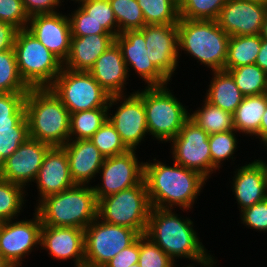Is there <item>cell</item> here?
<instances>
[{
  "label": "cell",
  "instance_id": "obj_1",
  "mask_svg": "<svg viewBox=\"0 0 267 267\" xmlns=\"http://www.w3.org/2000/svg\"><path fill=\"white\" fill-rule=\"evenodd\" d=\"M179 216L175 209L151 207L145 235L175 263L183 258L193 261L188 267H195L196 263L200 267L217 266L215 257L208 253L211 251L201 242L191 217Z\"/></svg>",
  "mask_w": 267,
  "mask_h": 267
},
{
  "label": "cell",
  "instance_id": "obj_2",
  "mask_svg": "<svg viewBox=\"0 0 267 267\" xmlns=\"http://www.w3.org/2000/svg\"><path fill=\"white\" fill-rule=\"evenodd\" d=\"M144 181L151 207H179V210L186 212L192 210L208 180L195 170L175 162L169 166L155 157L153 162L149 159L144 163Z\"/></svg>",
  "mask_w": 267,
  "mask_h": 267
},
{
  "label": "cell",
  "instance_id": "obj_3",
  "mask_svg": "<svg viewBox=\"0 0 267 267\" xmlns=\"http://www.w3.org/2000/svg\"><path fill=\"white\" fill-rule=\"evenodd\" d=\"M29 138L53 146L69 141L70 113L50 87L30 88L25 97Z\"/></svg>",
  "mask_w": 267,
  "mask_h": 267
},
{
  "label": "cell",
  "instance_id": "obj_4",
  "mask_svg": "<svg viewBox=\"0 0 267 267\" xmlns=\"http://www.w3.org/2000/svg\"><path fill=\"white\" fill-rule=\"evenodd\" d=\"M45 226L76 227L82 230L98 217V201L92 185L75 184L42 199L35 210Z\"/></svg>",
  "mask_w": 267,
  "mask_h": 267
},
{
  "label": "cell",
  "instance_id": "obj_5",
  "mask_svg": "<svg viewBox=\"0 0 267 267\" xmlns=\"http://www.w3.org/2000/svg\"><path fill=\"white\" fill-rule=\"evenodd\" d=\"M177 30L179 57L183 51L212 71L224 70L230 36L217 21L180 18Z\"/></svg>",
  "mask_w": 267,
  "mask_h": 267
},
{
  "label": "cell",
  "instance_id": "obj_6",
  "mask_svg": "<svg viewBox=\"0 0 267 267\" xmlns=\"http://www.w3.org/2000/svg\"><path fill=\"white\" fill-rule=\"evenodd\" d=\"M167 86L143 88L148 134L157 143L171 141L190 117L188 107Z\"/></svg>",
  "mask_w": 267,
  "mask_h": 267
},
{
  "label": "cell",
  "instance_id": "obj_7",
  "mask_svg": "<svg viewBox=\"0 0 267 267\" xmlns=\"http://www.w3.org/2000/svg\"><path fill=\"white\" fill-rule=\"evenodd\" d=\"M13 48L20 76L30 88L50 87L63 69V62L27 29L18 30Z\"/></svg>",
  "mask_w": 267,
  "mask_h": 267
},
{
  "label": "cell",
  "instance_id": "obj_8",
  "mask_svg": "<svg viewBox=\"0 0 267 267\" xmlns=\"http://www.w3.org/2000/svg\"><path fill=\"white\" fill-rule=\"evenodd\" d=\"M151 210L147 186L140 184L108 195L98 201V217L110 224L125 226L144 235Z\"/></svg>",
  "mask_w": 267,
  "mask_h": 267
},
{
  "label": "cell",
  "instance_id": "obj_9",
  "mask_svg": "<svg viewBox=\"0 0 267 267\" xmlns=\"http://www.w3.org/2000/svg\"><path fill=\"white\" fill-rule=\"evenodd\" d=\"M50 88L69 113L108 107L110 95L89 72L63 67Z\"/></svg>",
  "mask_w": 267,
  "mask_h": 267
},
{
  "label": "cell",
  "instance_id": "obj_10",
  "mask_svg": "<svg viewBox=\"0 0 267 267\" xmlns=\"http://www.w3.org/2000/svg\"><path fill=\"white\" fill-rule=\"evenodd\" d=\"M141 235L128 227L107 223L97 217L84 230L85 262L104 266Z\"/></svg>",
  "mask_w": 267,
  "mask_h": 267
},
{
  "label": "cell",
  "instance_id": "obj_11",
  "mask_svg": "<svg viewBox=\"0 0 267 267\" xmlns=\"http://www.w3.org/2000/svg\"><path fill=\"white\" fill-rule=\"evenodd\" d=\"M113 106H116L114 111L111 110ZM108 120L119 133L125 146L129 150L137 151V146L139 147L141 142L145 141L144 138H148L146 135H149L143 102V89H138L130 95L110 96Z\"/></svg>",
  "mask_w": 267,
  "mask_h": 267
},
{
  "label": "cell",
  "instance_id": "obj_12",
  "mask_svg": "<svg viewBox=\"0 0 267 267\" xmlns=\"http://www.w3.org/2000/svg\"><path fill=\"white\" fill-rule=\"evenodd\" d=\"M209 134L190 118L170 143L173 162L195 170L207 180L212 175Z\"/></svg>",
  "mask_w": 267,
  "mask_h": 267
},
{
  "label": "cell",
  "instance_id": "obj_13",
  "mask_svg": "<svg viewBox=\"0 0 267 267\" xmlns=\"http://www.w3.org/2000/svg\"><path fill=\"white\" fill-rule=\"evenodd\" d=\"M33 215L0 222V252L12 267H22L23 259L40 248L42 222L36 211Z\"/></svg>",
  "mask_w": 267,
  "mask_h": 267
},
{
  "label": "cell",
  "instance_id": "obj_14",
  "mask_svg": "<svg viewBox=\"0 0 267 267\" xmlns=\"http://www.w3.org/2000/svg\"><path fill=\"white\" fill-rule=\"evenodd\" d=\"M136 150L105 158L98 173L100 184L93 189L97 201L108 195L132 188L144 180V163L138 160Z\"/></svg>",
  "mask_w": 267,
  "mask_h": 267
},
{
  "label": "cell",
  "instance_id": "obj_15",
  "mask_svg": "<svg viewBox=\"0 0 267 267\" xmlns=\"http://www.w3.org/2000/svg\"><path fill=\"white\" fill-rule=\"evenodd\" d=\"M140 31L144 34L148 58L172 81L180 59L177 24L145 25Z\"/></svg>",
  "mask_w": 267,
  "mask_h": 267
},
{
  "label": "cell",
  "instance_id": "obj_16",
  "mask_svg": "<svg viewBox=\"0 0 267 267\" xmlns=\"http://www.w3.org/2000/svg\"><path fill=\"white\" fill-rule=\"evenodd\" d=\"M115 42L122 51L128 74H135L145 82L147 87L164 86L169 81L147 56L144 34L140 30H127L115 37ZM132 68L130 70V68Z\"/></svg>",
  "mask_w": 267,
  "mask_h": 267
},
{
  "label": "cell",
  "instance_id": "obj_17",
  "mask_svg": "<svg viewBox=\"0 0 267 267\" xmlns=\"http://www.w3.org/2000/svg\"><path fill=\"white\" fill-rule=\"evenodd\" d=\"M51 147L47 143L28 138L5 159L0 178L28 188L35 181L44 157Z\"/></svg>",
  "mask_w": 267,
  "mask_h": 267
},
{
  "label": "cell",
  "instance_id": "obj_18",
  "mask_svg": "<svg viewBox=\"0 0 267 267\" xmlns=\"http://www.w3.org/2000/svg\"><path fill=\"white\" fill-rule=\"evenodd\" d=\"M267 5L246 0H227L217 18L229 36L260 35Z\"/></svg>",
  "mask_w": 267,
  "mask_h": 267
},
{
  "label": "cell",
  "instance_id": "obj_19",
  "mask_svg": "<svg viewBox=\"0 0 267 267\" xmlns=\"http://www.w3.org/2000/svg\"><path fill=\"white\" fill-rule=\"evenodd\" d=\"M27 30L64 63L70 52L72 37L66 13L58 11L32 15Z\"/></svg>",
  "mask_w": 267,
  "mask_h": 267
},
{
  "label": "cell",
  "instance_id": "obj_20",
  "mask_svg": "<svg viewBox=\"0 0 267 267\" xmlns=\"http://www.w3.org/2000/svg\"><path fill=\"white\" fill-rule=\"evenodd\" d=\"M41 250L56 260H73L74 267L85 262L84 230L76 227H54L42 225Z\"/></svg>",
  "mask_w": 267,
  "mask_h": 267
},
{
  "label": "cell",
  "instance_id": "obj_21",
  "mask_svg": "<svg viewBox=\"0 0 267 267\" xmlns=\"http://www.w3.org/2000/svg\"><path fill=\"white\" fill-rule=\"evenodd\" d=\"M249 163V164H248ZM231 189L239 212L267 198V163L259 159L235 169Z\"/></svg>",
  "mask_w": 267,
  "mask_h": 267
},
{
  "label": "cell",
  "instance_id": "obj_22",
  "mask_svg": "<svg viewBox=\"0 0 267 267\" xmlns=\"http://www.w3.org/2000/svg\"><path fill=\"white\" fill-rule=\"evenodd\" d=\"M33 183L37 184L39 194L36 205L42 199L75 185L70 175L68 157L62 146H53L47 151Z\"/></svg>",
  "mask_w": 267,
  "mask_h": 267
},
{
  "label": "cell",
  "instance_id": "obj_23",
  "mask_svg": "<svg viewBox=\"0 0 267 267\" xmlns=\"http://www.w3.org/2000/svg\"><path fill=\"white\" fill-rule=\"evenodd\" d=\"M89 73L110 96L127 94L130 75L116 42L97 58Z\"/></svg>",
  "mask_w": 267,
  "mask_h": 267
},
{
  "label": "cell",
  "instance_id": "obj_24",
  "mask_svg": "<svg viewBox=\"0 0 267 267\" xmlns=\"http://www.w3.org/2000/svg\"><path fill=\"white\" fill-rule=\"evenodd\" d=\"M62 147L68 157L73 182L79 185H91L93 179L95 182L105 157L90 139L69 140Z\"/></svg>",
  "mask_w": 267,
  "mask_h": 267
},
{
  "label": "cell",
  "instance_id": "obj_25",
  "mask_svg": "<svg viewBox=\"0 0 267 267\" xmlns=\"http://www.w3.org/2000/svg\"><path fill=\"white\" fill-rule=\"evenodd\" d=\"M114 42L115 37L111 34L71 37L70 52L63 67L74 71L89 72L97 58Z\"/></svg>",
  "mask_w": 267,
  "mask_h": 267
},
{
  "label": "cell",
  "instance_id": "obj_26",
  "mask_svg": "<svg viewBox=\"0 0 267 267\" xmlns=\"http://www.w3.org/2000/svg\"><path fill=\"white\" fill-rule=\"evenodd\" d=\"M212 80L206 90L205 100L222 110L234 114L244 95L237 87L232 75L226 70L211 72Z\"/></svg>",
  "mask_w": 267,
  "mask_h": 267
},
{
  "label": "cell",
  "instance_id": "obj_27",
  "mask_svg": "<svg viewBox=\"0 0 267 267\" xmlns=\"http://www.w3.org/2000/svg\"><path fill=\"white\" fill-rule=\"evenodd\" d=\"M267 107V93L244 96L233 114L234 129L244 136L257 139L261 118Z\"/></svg>",
  "mask_w": 267,
  "mask_h": 267
},
{
  "label": "cell",
  "instance_id": "obj_28",
  "mask_svg": "<svg viewBox=\"0 0 267 267\" xmlns=\"http://www.w3.org/2000/svg\"><path fill=\"white\" fill-rule=\"evenodd\" d=\"M261 44V35L230 36L224 70L255 64Z\"/></svg>",
  "mask_w": 267,
  "mask_h": 267
},
{
  "label": "cell",
  "instance_id": "obj_29",
  "mask_svg": "<svg viewBox=\"0 0 267 267\" xmlns=\"http://www.w3.org/2000/svg\"><path fill=\"white\" fill-rule=\"evenodd\" d=\"M202 106L191 113L190 119L209 135L234 130L233 114L212 105L203 99Z\"/></svg>",
  "mask_w": 267,
  "mask_h": 267
},
{
  "label": "cell",
  "instance_id": "obj_30",
  "mask_svg": "<svg viewBox=\"0 0 267 267\" xmlns=\"http://www.w3.org/2000/svg\"><path fill=\"white\" fill-rule=\"evenodd\" d=\"M108 119V107L70 113L69 140L90 139Z\"/></svg>",
  "mask_w": 267,
  "mask_h": 267
},
{
  "label": "cell",
  "instance_id": "obj_31",
  "mask_svg": "<svg viewBox=\"0 0 267 267\" xmlns=\"http://www.w3.org/2000/svg\"><path fill=\"white\" fill-rule=\"evenodd\" d=\"M141 7L146 25H169L179 22L177 0H136Z\"/></svg>",
  "mask_w": 267,
  "mask_h": 267
},
{
  "label": "cell",
  "instance_id": "obj_32",
  "mask_svg": "<svg viewBox=\"0 0 267 267\" xmlns=\"http://www.w3.org/2000/svg\"><path fill=\"white\" fill-rule=\"evenodd\" d=\"M226 71L244 96L267 93V73L258 65H243Z\"/></svg>",
  "mask_w": 267,
  "mask_h": 267
},
{
  "label": "cell",
  "instance_id": "obj_33",
  "mask_svg": "<svg viewBox=\"0 0 267 267\" xmlns=\"http://www.w3.org/2000/svg\"><path fill=\"white\" fill-rule=\"evenodd\" d=\"M27 191L21 185L0 178V222L18 219L27 203Z\"/></svg>",
  "mask_w": 267,
  "mask_h": 267
},
{
  "label": "cell",
  "instance_id": "obj_34",
  "mask_svg": "<svg viewBox=\"0 0 267 267\" xmlns=\"http://www.w3.org/2000/svg\"><path fill=\"white\" fill-rule=\"evenodd\" d=\"M27 93H0V133L15 132V127L26 117Z\"/></svg>",
  "mask_w": 267,
  "mask_h": 267
},
{
  "label": "cell",
  "instance_id": "obj_35",
  "mask_svg": "<svg viewBox=\"0 0 267 267\" xmlns=\"http://www.w3.org/2000/svg\"><path fill=\"white\" fill-rule=\"evenodd\" d=\"M30 87L21 78L14 48L0 52V93H28Z\"/></svg>",
  "mask_w": 267,
  "mask_h": 267
},
{
  "label": "cell",
  "instance_id": "obj_36",
  "mask_svg": "<svg viewBox=\"0 0 267 267\" xmlns=\"http://www.w3.org/2000/svg\"><path fill=\"white\" fill-rule=\"evenodd\" d=\"M237 133L238 132L234 129L231 131H225L209 135L208 141L212 158V174L219 171V169L223 166L224 161H229L230 159L232 161L236 160L235 158L237 157L234 156V154H236V152L238 151L236 149L237 147H239Z\"/></svg>",
  "mask_w": 267,
  "mask_h": 267
},
{
  "label": "cell",
  "instance_id": "obj_37",
  "mask_svg": "<svg viewBox=\"0 0 267 267\" xmlns=\"http://www.w3.org/2000/svg\"><path fill=\"white\" fill-rule=\"evenodd\" d=\"M117 21V36L127 30H140L146 24L136 0H109Z\"/></svg>",
  "mask_w": 267,
  "mask_h": 267
},
{
  "label": "cell",
  "instance_id": "obj_38",
  "mask_svg": "<svg viewBox=\"0 0 267 267\" xmlns=\"http://www.w3.org/2000/svg\"><path fill=\"white\" fill-rule=\"evenodd\" d=\"M227 0H180L179 16L187 20H217Z\"/></svg>",
  "mask_w": 267,
  "mask_h": 267
},
{
  "label": "cell",
  "instance_id": "obj_39",
  "mask_svg": "<svg viewBox=\"0 0 267 267\" xmlns=\"http://www.w3.org/2000/svg\"><path fill=\"white\" fill-rule=\"evenodd\" d=\"M90 141L105 158L121 155L129 151L108 119L90 138Z\"/></svg>",
  "mask_w": 267,
  "mask_h": 267
},
{
  "label": "cell",
  "instance_id": "obj_40",
  "mask_svg": "<svg viewBox=\"0 0 267 267\" xmlns=\"http://www.w3.org/2000/svg\"><path fill=\"white\" fill-rule=\"evenodd\" d=\"M77 6L109 34L117 36V21L109 0H82Z\"/></svg>",
  "mask_w": 267,
  "mask_h": 267
},
{
  "label": "cell",
  "instance_id": "obj_41",
  "mask_svg": "<svg viewBox=\"0 0 267 267\" xmlns=\"http://www.w3.org/2000/svg\"><path fill=\"white\" fill-rule=\"evenodd\" d=\"M139 267H176L177 264L145 234L139 237Z\"/></svg>",
  "mask_w": 267,
  "mask_h": 267
},
{
  "label": "cell",
  "instance_id": "obj_42",
  "mask_svg": "<svg viewBox=\"0 0 267 267\" xmlns=\"http://www.w3.org/2000/svg\"><path fill=\"white\" fill-rule=\"evenodd\" d=\"M72 37H82L92 34H109L100 24L96 23L79 6L69 13Z\"/></svg>",
  "mask_w": 267,
  "mask_h": 267
},
{
  "label": "cell",
  "instance_id": "obj_43",
  "mask_svg": "<svg viewBox=\"0 0 267 267\" xmlns=\"http://www.w3.org/2000/svg\"><path fill=\"white\" fill-rule=\"evenodd\" d=\"M0 21L10 23L19 30L27 29L29 15L22 0H0Z\"/></svg>",
  "mask_w": 267,
  "mask_h": 267
},
{
  "label": "cell",
  "instance_id": "obj_44",
  "mask_svg": "<svg viewBox=\"0 0 267 267\" xmlns=\"http://www.w3.org/2000/svg\"><path fill=\"white\" fill-rule=\"evenodd\" d=\"M29 138L28 121L25 117L16 127L15 132L0 133V154L4 159L14 153Z\"/></svg>",
  "mask_w": 267,
  "mask_h": 267
},
{
  "label": "cell",
  "instance_id": "obj_45",
  "mask_svg": "<svg viewBox=\"0 0 267 267\" xmlns=\"http://www.w3.org/2000/svg\"><path fill=\"white\" fill-rule=\"evenodd\" d=\"M241 223L254 231L267 232V198L242 210Z\"/></svg>",
  "mask_w": 267,
  "mask_h": 267
},
{
  "label": "cell",
  "instance_id": "obj_46",
  "mask_svg": "<svg viewBox=\"0 0 267 267\" xmlns=\"http://www.w3.org/2000/svg\"><path fill=\"white\" fill-rule=\"evenodd\" d=\"M139 238L127 248L121 250L115 257L108 261L103 267H129L138 263Z\"/></svg>",
  "mask_w": 267,
  "mask_h": 267
},
{
  "label": "cell",
  "instance_id": "obj_47",
  "mask_svg": "<svg viewBox=\"0 0 267 267\" xmlns=\"http://www.w3.org/2000/svg\"><path fill=\"white\" fill-rule=\"evenodd\" d=\"M26 13L30 16L58 12L62 0H22ZM58 8V9H57Z\"/></svg>",
  "mask_w": 267,
  "mask_h": 267
},
{
  "label": "cell",
  "instance_id": "obj_48",
  "mask_svg": "<svg viewBox=\"0 0 267 267\" xmlns=\"http://www.w3.org/2000/svg\"><path fill=\"white\" fill-rule=\"evenodd\" d=\"M18 30L14 25L0 21V52L13 49Z\"/></svg>",
  "mask_w": 267,
  "mask_h": 267
},
{
  "label": "cell",
  "instance_id": "obj_49",
  "mask_svg": "<svg viewBox=\"0 0 267 267\" xmlns=\"http://www.w3.org/2000/svg\"><path fill=\"white\" fill-rule=\"evenodd\" d=\"M255 64L267 73V40L262 39Z\"/></svg>",
  "mask_w": 267,
  "mask_h": 267
},
{
  "label": "cell",
  "instance_id": "obj_50",
  "mask_svg": "<svg viewBox=\"0 0 267 267\" xmlns=\"http://www.w3.org/2000/svg\"><path fill=\"white\" fill-rule=\"evenodd\" d=\"M257 138L261 142L259 144H262L265 140H267V107L261 118L260 128L259 131L257 132Z\"/></svg>",
  "mask_w": 267,
  "mask_h": 267
},
{
  "label": "cell",
  "instance_id": "obj_51",
  "mask_svg": "<svg viewBox=\"0 0 267 267\" xmlns=\"http://www.w3.org/2000/svg\"><path fill=\"white\" fill-rule=\"evenodd\" d=\"M260 35H261L262 39L267 40V13L265 15V20H264V23L262 25V31H261Z\"/></svg>",
  "mask_w": 267,
  "mask_h": 267
},
{
  "label": "cell",
  "instance_id": "obj_52",
  "mask_svg": "<svg viewBox=\"0 0 267 267\" xmlns=\"http://www.w3.org/2000/svg\"><path fill=\"white\" fill-rule=\"evenodd\" d=\"M0 267H12L0 252Z\"/></svg>",
  "mask_w": 267,
  "mask_h": 267
},
{
  "label": "cell",
  "instance_id": "obj_53",
  "mask_svg": "<svg viewBox=\"0 0 267 267\" xmlns=\"http://www.w3.org/2000/svg\"><path fill=\"white\" fill-rule=\"evenodd\" d=\"M4 162H5V159L0 154V176L2 174V170H3V167H4Z\"/></svg>",
  "mask_w": 267,
  "mask_h": 267
},
{
  "label": "cell",
  "instance_id": "obj_54",
  "mask_svg": "<svg viewBox=\"0 0 267 267\" xmlns=\"http://www.w3.org/2000/svg\"><path fill=\"white\" fill-rule=\"evenodd\" d=\"M246 1L256 2V3L263 4V5H267V0H246Z\"/></svg>",
  "mask_w": 267,
  "mask_h": 267
},
{
  "label": "cell",
  "instance_id": "obj_55",
  "mask_svg": "<svg viewBox=\"0 0 267 267\" xmlns=\"http://www.w3.org/2000/svg\"><path fill=\"white\" fill-rule=\"evenodd\" d=\"M79 267H103V266H93V265H89V264L83 263Z\"/></svg>",
  "mask_w": 267,
  "mask_h": 267
},
{
  "label": "cell",
  "instance_id": "obj_56",
  "mask_svg": "<svg viewBox=\"0 0 267 267\" xmlns=\"http://www.w3.org/2000/svg\"><path fill=\"white\" fill-rule=\"evenodd\" d=\"M262 145L264 146V148L266 149L265 151H267V140H265Z\"/></svg>",
  "mask_w": 267,
  "mask_h": 267
},
{
  "label": "cell",
  "instance_id": "obj_57",
  "mask_svg": "<svg viewBox=\"0 0 267 267\" xmlns=\"http://www.w3.org/2000/svg\"><path fill=\"white\" fill-rule=\"evenodd\" d=\"M68 1V0H67ZM70 1H74L76 4L82 0H70ZM62 2H64V0H62Z\"/></svg>",
  "mask_w": 267,
  "mask_h": 267
},
{
  "label": "cell",
  "instance_id": "obj_58",
  "mask_svg": "<svg viewBox=\"0 0 267 267\" xmlns=\"http://www.w3.org/2000/svg\"><path fill=\"white\" fill-rule=\"evenodd\" d=\"M129 267H139L138 263L134 264V265H130Z\"/></svg>",
  "mask_w": 267,
  "mask_h": 267
}]
</instances>
